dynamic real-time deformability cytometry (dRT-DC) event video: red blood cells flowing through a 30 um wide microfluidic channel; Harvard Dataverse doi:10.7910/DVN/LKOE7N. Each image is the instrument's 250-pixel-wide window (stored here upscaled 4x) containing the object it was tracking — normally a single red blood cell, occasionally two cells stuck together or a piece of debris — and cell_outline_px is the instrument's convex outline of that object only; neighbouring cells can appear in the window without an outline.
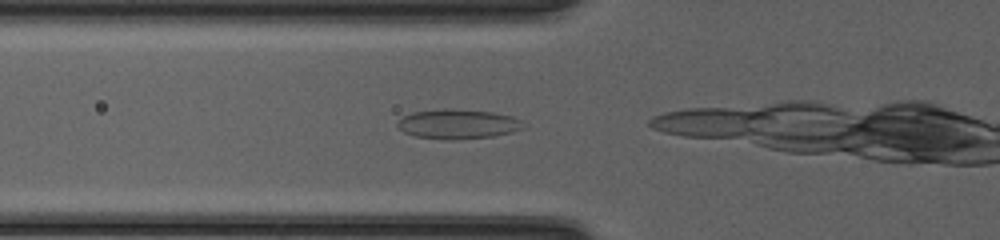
{"species": "common noctule bat (a hibernating species)", "species_latin": "Nyctalus noctula", "temperature_condition": "cold", "stored_images_in_passage": 15, "camera_frame_rate_fps": 3000, "um_per_image_px": 0.085, "animal": {"sex": "female", "body_mass_g": 20.0, "forearm_length_mm": 54.0}, "frame": {"image": 1, "passage_image": 13, "time_ms": 4.0, "image_size_px": [1000, 240], "cell_outline_px": [[524, 128], [512, 132], [492, 136], [452, 140], [444, 140], [416, 136], [404, 132], [396, 124], [404, 116], [412, 112], [444, 108], [452, 108], [492, 112], [512, 116], [520, 120]], "centroid_in_image_um": [38.91, 10.54], "position_along_channel_um": 86.9, "area_um2": 21.68}}